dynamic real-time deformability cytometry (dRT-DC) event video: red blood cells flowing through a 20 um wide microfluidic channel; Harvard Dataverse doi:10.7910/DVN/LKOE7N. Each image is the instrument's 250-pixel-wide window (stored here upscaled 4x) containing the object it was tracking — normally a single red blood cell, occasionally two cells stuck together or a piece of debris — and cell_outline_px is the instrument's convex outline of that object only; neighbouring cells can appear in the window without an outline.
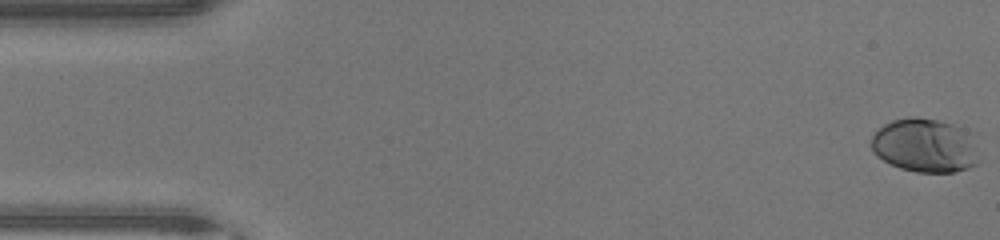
{"species": "human", "species_latin": "Homo sapiens", "temperature_condition": "warm", "stored_images_in_passage": 47, "camera_frame_rate_fps": 3000, "um_per_image_px": 0.085, "donor": {"sex": "male"}, "frame": {"image": 1, "passage_image": 1, "time_ms": 0.0, "image_size_px": [1000, 240], "cell_outline_px": [[980, 160], [976, 164], [968, 168], [956, 172], [916, 172], [900, 168], [876, 156], [872, 148], [872, 136], [884, 124], [892, 120], [912, 116], [916, 116], [936, 120], [952, 124], [976, 132]], "centroid_in_image_um": [78.73, 12.35], "position_along_channel_um": 6.3, "area_um2": 34.56}}
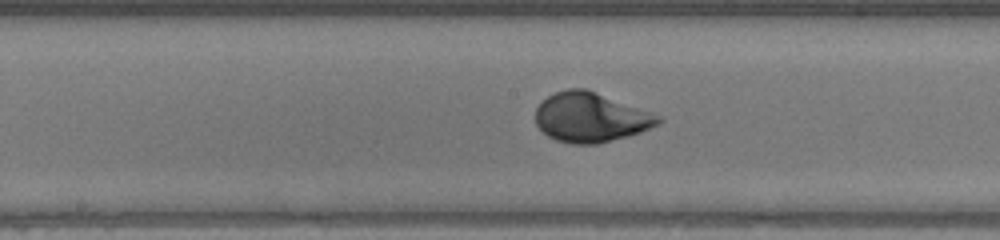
{"frame": {"image": 2, "passage_image": 24, "time_ms": 7.667, "image_size_px": [1000, 240], "cell_outline_px": [[664, 120], [660, 124], [640, 132], [628, 136], [596, 144], [572, 144], [556, 140], [548, 136], [536, 124], [536, 108], [548, 96], [556, 92], [568, 88], [584, 88], [664, 116]], "centroid_in_image_um": [50.25, 9.98], "position_along_channel_um": 197.9, "area_um2": 35.43}}
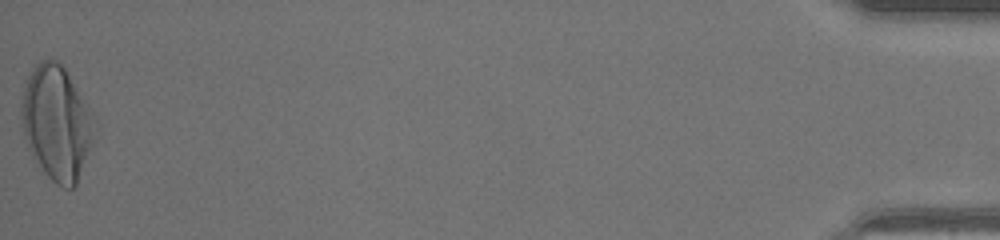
{"frame": {"image": 3, "passage_image": 47, "time_ms": 15.333, "image_size_px": [1000, 240], "cell_outline_px": [[100, 124], [76, 184], [72, 188], [64, 188], [56, 184], [44, 172], [32, 156], [28, 148], [24, 136], [20, 112], [20, 104], [24, 88], [28, 76], [36, 64], [40, 60], [56, 60], [64, 68]], "centroid_in_image_um": [4.83, 10.45], "position_along_channel_um": 430.4, "area_um2": 48.84}, "authors_computed_cell_mechanics": {"area_um2": 34.4488, "velocity_mm_per_s": 4.4655, "shape_relaxation_time_tau1_ms": 2.8089, "shape_relaxation_time_tau2_ms": null, "deformation_change_tau1": 0.1942, "deformation_change_tau2": null}}